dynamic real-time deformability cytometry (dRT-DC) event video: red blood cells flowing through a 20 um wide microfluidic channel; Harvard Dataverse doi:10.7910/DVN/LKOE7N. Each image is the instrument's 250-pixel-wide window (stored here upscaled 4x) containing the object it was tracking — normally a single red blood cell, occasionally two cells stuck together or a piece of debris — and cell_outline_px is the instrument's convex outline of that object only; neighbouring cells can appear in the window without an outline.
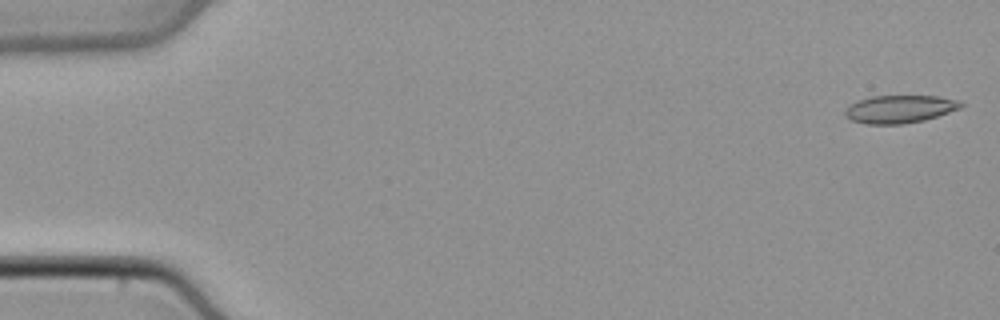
{"species": "common noctule bat (a hibernating species)", "species_latin": "Nyctalus noctula", "temperature_condition": "cold", "stored_images_in_passage": 48, "segment_of_instrument_passage": [1, 2], "camera_frame_rate_fps": 3000, "um_per_image_px": 0.085, "animal": {"sex": "male", "body_mass_g": 21.5, "forearm_length_mm": 52.0}, "frame": {"image": 1, "passage_image": 1, "time_ms": 0.0, "image_size_px": [1000, 320], "cell_outline_px": [[964, 104], [960, 108], [924, 120], [904, 124], [864, 124], [852, 120], [844, 116], [844, 112], [852, 104], [860, 100], [872, 96], [936, 96], [960, 100]], "centroid_in_image_um": [76.48, 9.28], "position_along_channel_um": 8.5, "area_um2": 18.61}}